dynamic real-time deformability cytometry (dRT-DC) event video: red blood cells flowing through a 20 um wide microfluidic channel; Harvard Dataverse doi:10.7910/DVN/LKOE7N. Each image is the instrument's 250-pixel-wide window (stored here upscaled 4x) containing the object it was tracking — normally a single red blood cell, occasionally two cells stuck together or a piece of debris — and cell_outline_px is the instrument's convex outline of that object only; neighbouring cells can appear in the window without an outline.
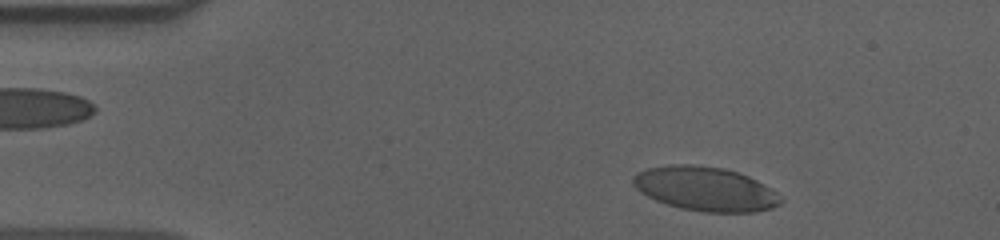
{"species": "human", "species_latin": "Homo sapiens", "temperature_condition": "cold", "stored_images_in_passage": 43, "camera_frame_rate_fps": 3000, "um_per_image_px": 0.085, "donor": {"sex": "male"}, "frame": {"image": 1, "passage_image": 4, "time_ms": 1.0, "image_size_px": [1000, 240], "cell_outline_px": [[784, 200], [780, 204], [772, 208], [756, 212], [704, 212], [680, 208], [656, 200], [640, 192], [632, 184], [632, 176], [636, 172], [648, 168], [668, 164], [692, 164], [724, 168], [740, 172], [772, 188]], "centroid_in_image_um": [59.96, 16.04], "position_along_channel_um": 25.0, "area_um2": 38.32}}
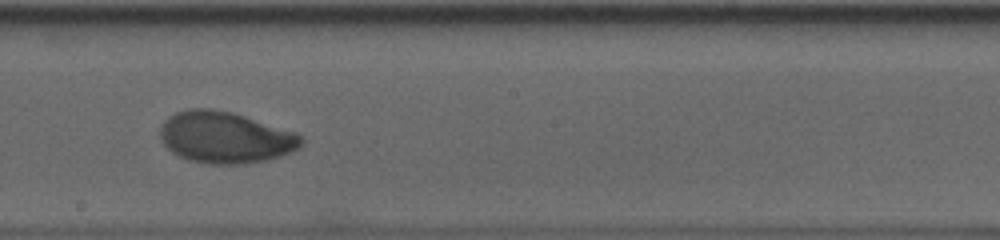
{"frame": {"image": 2, "passage_image": 27, "time_ms": 8.667, "image_size_px": [1000, 240], "cell_outline_px": [[304, 144], [300, 148], [292, 152], [268, 160], [244, 164], [208, 164], [188, 160], [172, 152], [160, 140], [160, 124], [168, 116], [176, 112], [188, 108], [212, 108], [232, 112], [296, 132], [304, 140]], "centroid_in_image_um": [19.14, 11.68], "position_along_channel_um": 229.1, "area_um2": 42.83}}
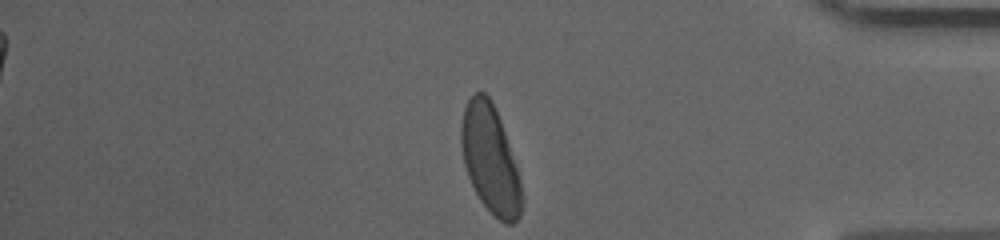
{"frame": {"image": 3, "passage_image": 43, "time_ms": 14.0, "image_size_px": [1000, 240], "cell_outline_px": [[524, 200], [520, 216], [512, 224], [504, 224], [480, 200], [468, 176], [464, 164], [460, 144], [460, 124], [464, 108], [468, 100], [476, 92], [484, 92], [492, 100], [500, 120], [520, 180]], "centroid_in_image_um": [41.66, 13.54], "position_along_channel_um": 393.5, "area_um2": 37.8}, "authors_computed_cell_mechanics": {"area_um2": 40.749, "velocity_mm_per_s": 3.6022, "shape_relaxation_time_tau1_ms": 3.7826, "shape_relaxation_time_tau2_ms": 1.301, "deformation_change_tau1": 0.1732, "deformation_change_tau2": 0.0354}}